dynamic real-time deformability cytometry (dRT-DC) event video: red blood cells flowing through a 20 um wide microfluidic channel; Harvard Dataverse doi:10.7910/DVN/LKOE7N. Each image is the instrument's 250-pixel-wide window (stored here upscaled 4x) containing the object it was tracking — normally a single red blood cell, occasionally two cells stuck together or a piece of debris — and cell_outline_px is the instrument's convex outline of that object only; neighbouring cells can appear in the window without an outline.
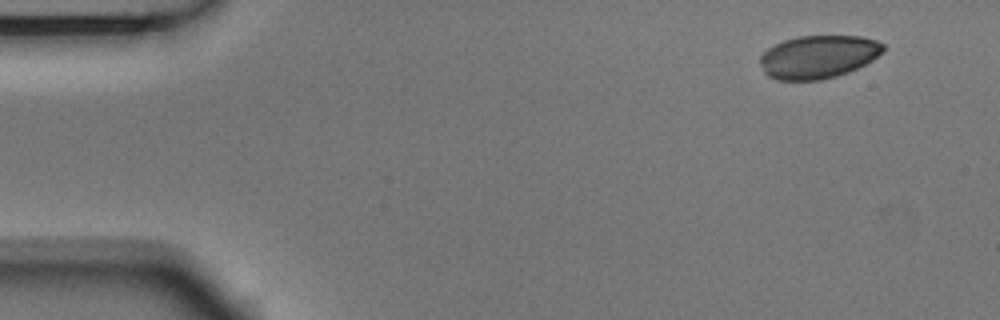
{"species": "Egyptian fruit bat (a non-hibernating species)", "species_latin": "Rousettus aegyptiacus", "temperature_condition": "room temperature", "stored_images_in_passage": 4, "camera_frame_rate_fps": 3000, "um_per_image_px": 0.085, "animal": {"sex": "male"}, "frame": {"image": 1, "passage_image": 1, "time_ms": 0.0, "image_size_px": [1000, 320], "cell_outline_px": [[884, 52], [872, 60], [848, 72], [836, 76], [820, 80], [776, 80], [768, 76], [764, 72], [760, 64], [760, 56], [768, 48], [784, 40], [800, 36], [860, 36], [876, 40], [884, 44]], "centroid_in_image_um": [69.55, 4.83], "position_along_channel_um": 15.4, "area_um2": 30.87}}
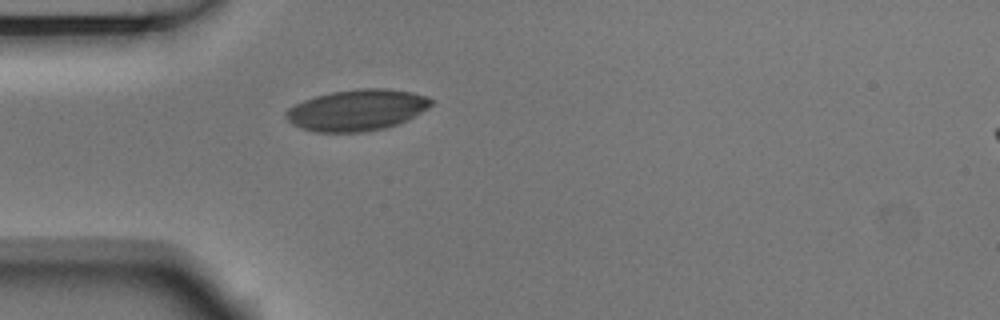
{"frame": {"image": 2, "passage_image": 4, "time_ms": 1.0, "image_size_px": [1000, 320], "cell_outline_px": [[436, 100], [428, 108], [396, 124], [384, 128], [364, 132], [316, 132], [300, 128], [292, 124], [284, 116], [284, 112], [288, 108], [304, 100], [316, 96], [332, 92], [360, 88], [384, 88], [412, 92], [428, 96]], "centroid_in_image_um": [30.33, 9.35], "position_along_channel_um": 54.7, "area_um2": 34.8}}